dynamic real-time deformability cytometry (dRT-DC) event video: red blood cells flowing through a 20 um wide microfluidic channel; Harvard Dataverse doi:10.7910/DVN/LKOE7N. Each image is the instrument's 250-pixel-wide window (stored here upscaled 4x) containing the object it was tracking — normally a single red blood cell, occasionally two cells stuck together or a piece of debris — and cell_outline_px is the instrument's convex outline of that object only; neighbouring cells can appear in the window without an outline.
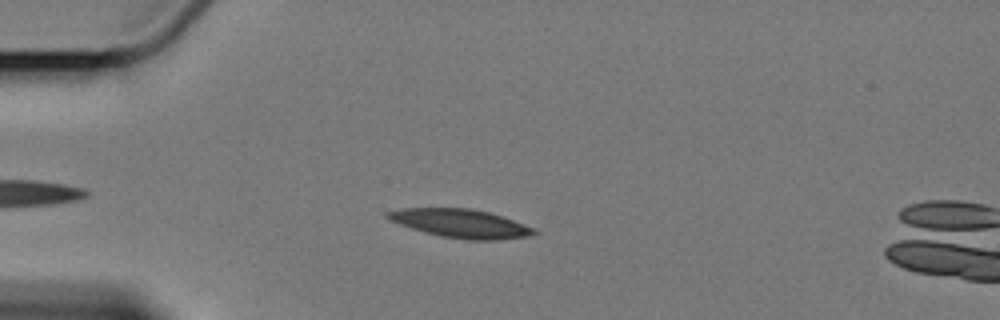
{"species": "Egyptian fruit bat (a non-hibernating species)", "species_latin": "Rousettus aegyptiacus", "temperature_condition": "cold", "stored_images_in_passage": 5, "camera_frame_rate_fps": 3000, "um_per_image_px": 0.085, "animal": {"sex": "female"}, "frame": {"image": 1, "passage_image": 2, "time_ms": 1.333, "image_size_px": [1000, 320], "cell_outline_px": [[540, 232], [528, 236], [500, 240], [468, 240], [440, 236], [424, 232], [388, 220], [384, 216], [384, 212], [400, 208], [468, 208], [488, 212], [524, 224]], "centroid_in_image_um": [39.1, 18.99], "position_along_channel_um": 45.9, "area_um2": 24.33}}
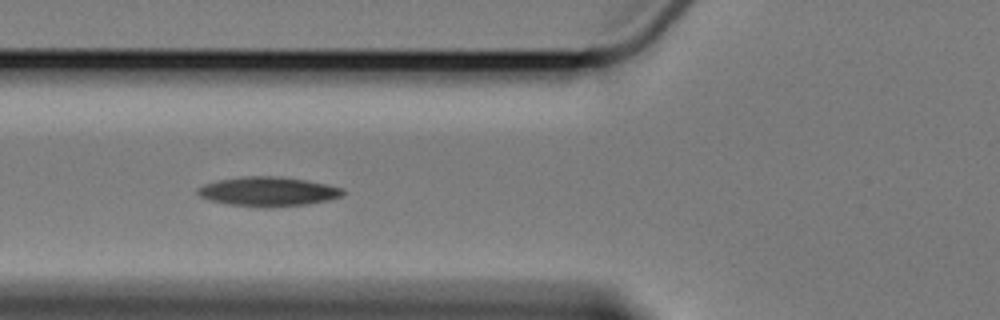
{"frame": {"image": 2, "passage_image": 4, "time_ms": 3.667, "image_size_px": [1000, 320], "cell_outline_px": [[344, 196], [328, 200], [308, 204], [264, 208], [228, 204], [208, 200], [200, 196], [196, 192], [196, 188], [204, 184], [220, 180], [244, 176], [272, 176], [304, 180], [344, 188]], "centroid_in_image_um": [22.77, 16.29], "position_along_channel_um": 103.0, "area_um2": 24.8}}
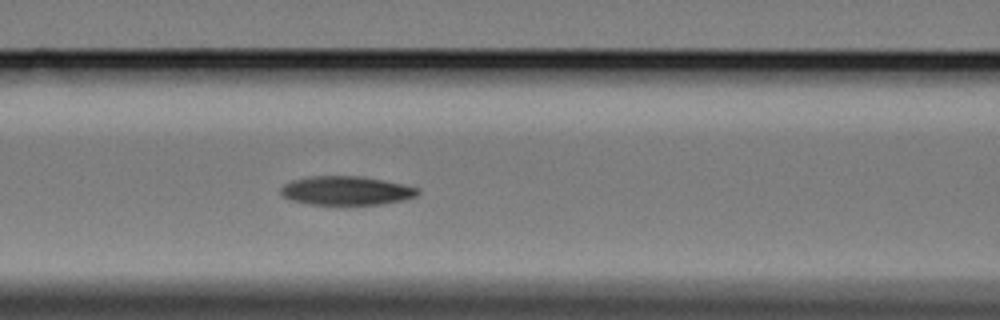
{"frame": {"image": 3, "passage_image": 5, "time_ms": 4.667, "image_size_px": [1000, 320], "cell_outline_px": [[420, 192], [416, 196], [404, 200], [384, 204], [308, 204], [292, 200], [284, 196], [280, 192], [280, 188], [284, 184], [292, 180], [312, 176], [364, 176], [404, 184], [420, 188]], "centroid_in_image_um": [29.48, 16.2], "position_along_channel_um": 137.1, "area_um2": 23.12}}